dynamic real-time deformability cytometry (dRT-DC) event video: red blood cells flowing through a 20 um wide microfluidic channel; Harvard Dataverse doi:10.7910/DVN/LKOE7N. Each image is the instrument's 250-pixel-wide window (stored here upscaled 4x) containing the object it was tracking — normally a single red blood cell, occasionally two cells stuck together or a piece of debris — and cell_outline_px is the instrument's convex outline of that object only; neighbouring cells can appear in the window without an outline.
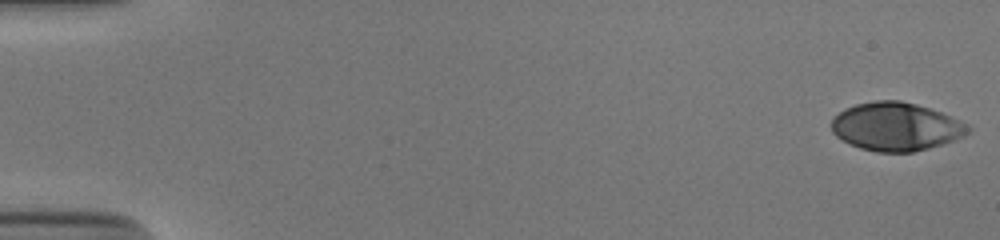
{"species": "human", "species_latin": "Homo sapiens", "temperature_condition": "cold", "stored_images_in_passage": 53, "camera_frame_rate_fps": 3000, "um_per_image_px": 0.085, "donor": {"sex": "male"}, "frame": {"image": 1, "passage_image": 1, "time_ms": 0.0, "image_size_px": [1000, 240], "cell_outline_px": [[968, 132], [964, 136], [944, 144], [912, 152], [876, 152], [860, 148], [848, 144], [836, 136], [832, 132], [832, 120], [840, 112], [856, 104], [872, 100], [900, 100], [916, 104], [940, 112], [964, 124], [968, 128]], "centroid_in_image_um": [76.11, 10.77], "position_along_channel_um": 8.9, "area_um2": 38.03}}
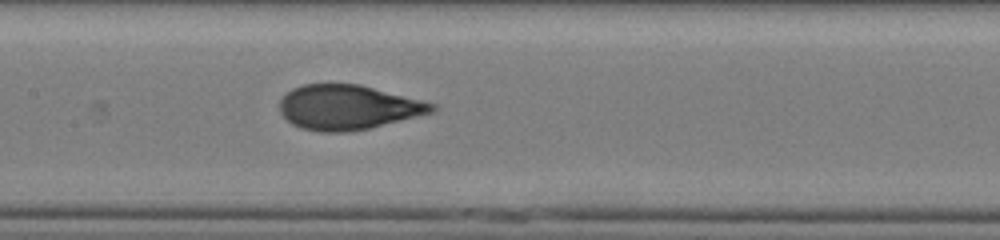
{"frame": {"image": 2, "passage_image": 27, "time_ms": 8.667, "image_size_px": [1000, 240], "cell_outline_px": [[436, 108], [432, 112], [368, 128], [348, 132], [320, 132], [300, 128], [292, 124], [280, 112], [280, 100], [292, 88], [304, 84], [360, 84], [436, 104]], "centroid_in_image_um": [29.54, 9.12], "position_along_channel_um": 177.9, "area_um2": 39.25}}
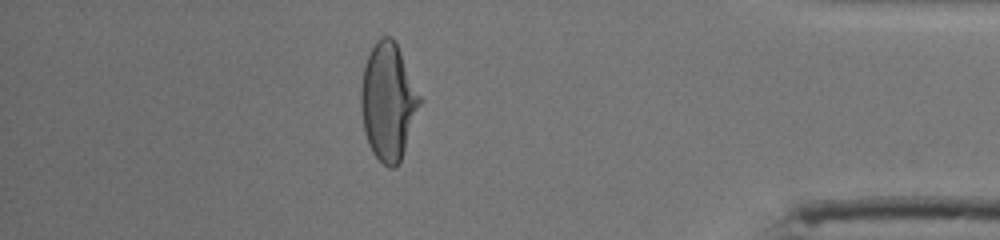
{"frame": {"image": 3, "passage_image": 47, "time_ms": 15.333, "image_size_px": [1000, 240], "cell_outline_px": [[424, 100], [400, 160], [396, 168], [388, 168], [372, 152], [368, 144], [364, 132], [360, 108], [360, 88], [364, 64], [376, 40], [380, 36], [392, 36], [396, 40]], "centroid_in_image_um": [33.02, 8.6], "position_along_channel_um": 402.2, "area_um2": 41.04}, "authors_computed_cell_mechanics": {"area_um2": 39.8242, "velocity_mm_per_s": 3.8818, "shape_relaxation_time_tau1_ms": 4.6003, "shape_relaxation_time_tau2_ms": null, "deformation_change_tau1": 0.2084, "deformation_change_tau2": null}}